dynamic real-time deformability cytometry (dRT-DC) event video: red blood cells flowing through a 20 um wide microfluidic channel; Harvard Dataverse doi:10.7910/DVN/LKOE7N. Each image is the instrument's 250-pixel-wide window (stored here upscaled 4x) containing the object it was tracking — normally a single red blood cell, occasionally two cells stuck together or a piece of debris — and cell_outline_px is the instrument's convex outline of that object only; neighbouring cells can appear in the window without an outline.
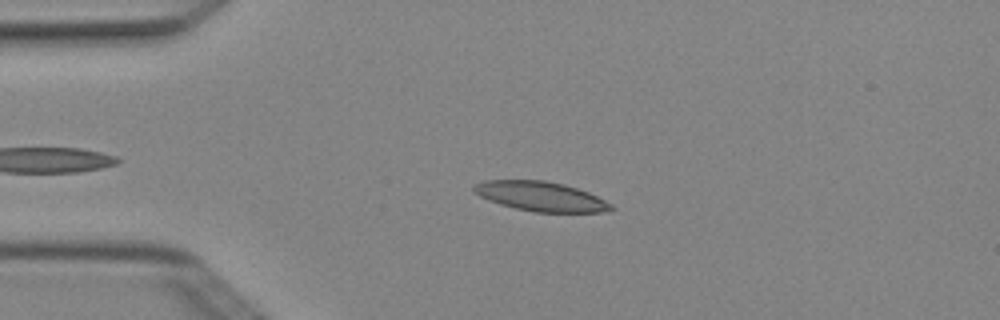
{"species": "Egyptian fruit bat (a non-hibernating species)", "species_latin": "Rousettus aegyptiacus", "temperature_condition": "cold", "stored_images_in_passage": 4, "camera_frame_rate_fps": 3000, "um_per_image_px": 0.085, "animal": {"sex": "female"}, "frame": {"image": 1, "passage_image": 3, "time_ms": 0.667, "image_size_px": [1000, 320], "cell_outline_px": [[616, 208], [600, 212], [536, 212], [516, 208], [500, 204], [488, 200], [480, 196], [472, 188], [472, 184], [484, 180], [544, 180], [564, 184], [588, 192], [612, 204]], "centroid_in_image_um": [45.94, 16.68], "position_along_channel_um": 39.1, "area_um2": 23.52}}